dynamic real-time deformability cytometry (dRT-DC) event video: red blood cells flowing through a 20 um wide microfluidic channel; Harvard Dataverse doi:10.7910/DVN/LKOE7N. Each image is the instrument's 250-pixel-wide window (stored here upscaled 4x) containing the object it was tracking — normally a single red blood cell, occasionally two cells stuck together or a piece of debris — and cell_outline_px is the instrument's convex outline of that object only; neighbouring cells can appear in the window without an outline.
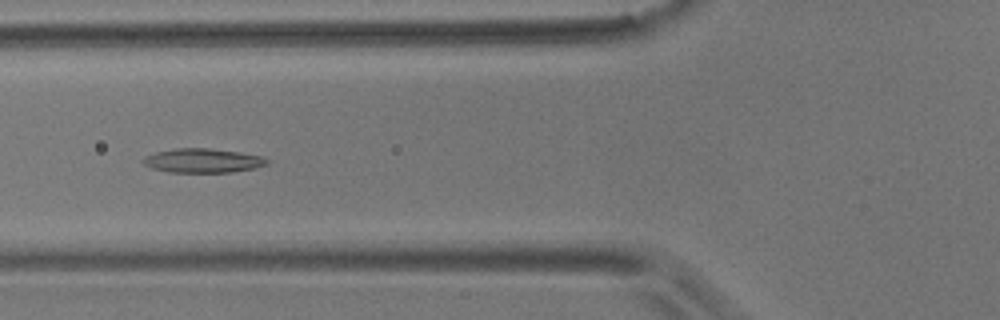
{"species": "common noctule bat (a hibernating species)", "species_latin": "Nyctalus noctula", "temperature_condition": "room temperature", "stored_images_in_passage": 31, "camera_frame_rate_fps": 3000, "um_per_image_px": 0.085, "animal": {"sex": "male", "body_mass_g": 17.9}, "frame": {"image": 1, "passage_image": 12, "time_ms": 3.667, "image_size_px": [1000, 320], "cell_outline_px": [[268, 164], [252, 168], [232, 172], [168, 172], [152, 168], [144, 164], [140, 160], [144, 156], [156, 152], [176, 148], [208, 148], [240, 152], [260, 156], [268, 160]], "centroid_in_image_um": [17.18, 13.65], "position_along_channel_um": 108.6, "area_um2": 17.34}}
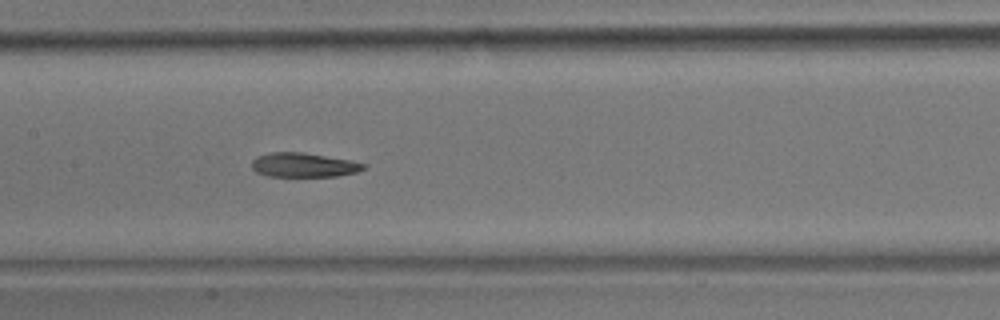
{"frame": {"image": 2, "passage_image": 18, "time_ms": 5.667, "image_size_px": [1000, 320], "cell_outline_px": [[368, 168], [356, 172], [336, 176], [268, 176], [256, 172], [252, 168], [252, 160], [256, 156], [272, 152], [304, 152], [352, 160], [368, 164]], "centroid_in_image_um": [25.85, 14.01], "position_along_channel_um": 181.5, "area_um2": 16.01}}
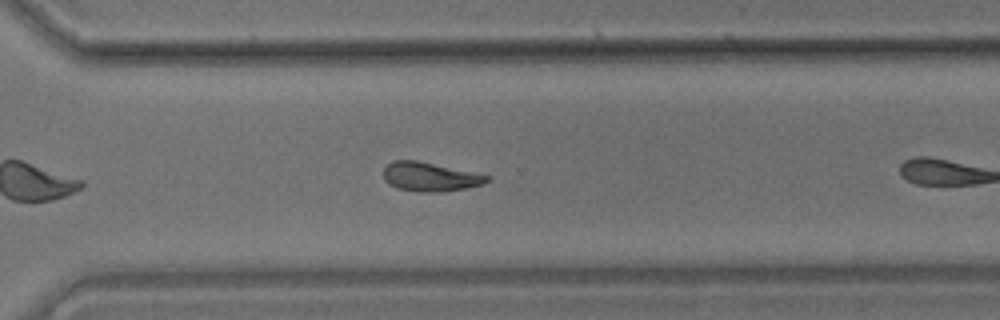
{"frame": {"image": 3, "passage_image": 27, "time_ms": 8.667, "image_size_px": [1000, 320], "cell_outline_px": [[492, 176], [488, 180], [480, 184], [464, 188], [444, 192], [420, 192], [396, 188], [388, 184], [384, 180], [384, 168], [392, 160], [416, 160], [476, 172]], "centroid_in_image_um": [36.53, 15.02], "position_along_channel_um": 334.1, "area_um2": 17.57}}